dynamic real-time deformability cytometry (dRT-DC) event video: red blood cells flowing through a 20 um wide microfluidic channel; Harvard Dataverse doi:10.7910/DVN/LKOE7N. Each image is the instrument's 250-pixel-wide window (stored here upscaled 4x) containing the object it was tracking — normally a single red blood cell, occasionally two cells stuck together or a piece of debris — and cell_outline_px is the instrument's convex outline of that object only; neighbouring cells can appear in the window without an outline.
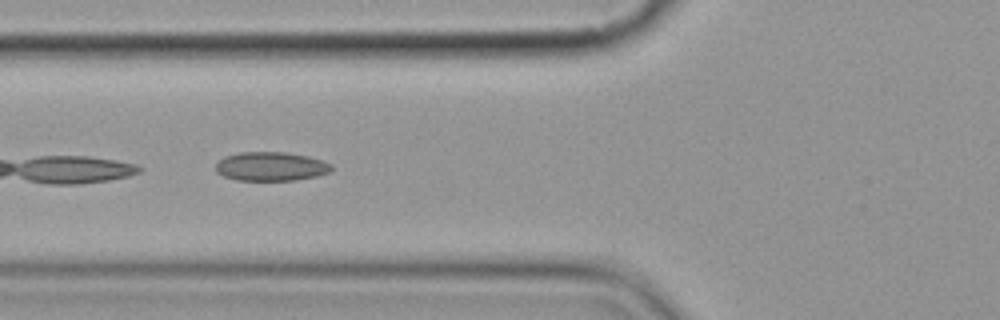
{"species": "common noctule bat (a hibernating species)", "species_latin": "Nyctalus noctula", "temperature_condition": "cold", "stored_images_in_passage": 11, "camera_frame_rate_fps": 3000, "um_per_image_px": 0.085, "animal": {"sex": "female", "body_mass_g": 19.9}, "frame": {"image": 1, "passage_image": 6, "time_ms": 6.667, "image_size_px": [1000, 320], "cell_outline_px": [[332, 172], [316, 176], [296, 180], [236, 180], [224, 176], [216, 172], [216, 164], [224, 156], [240, 152], [284, 152], [308, 156], [332, 164]], "centroid_in_image_um": [23.03, 14.14], "position_along_channel_um": 102.8, "area_um2": 19.54}}
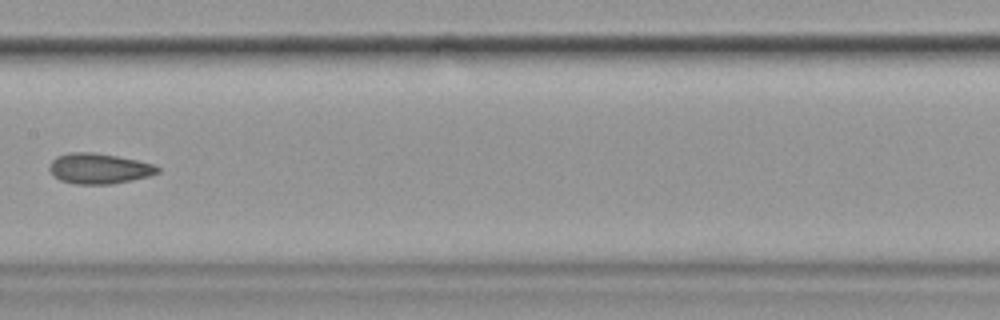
{"frame": {"image": 2, "passage_image": 8, "time_ms": 9.333, "image_size_px": [1000, 320], "cell_outline_px": [[160, 172], [148, 176], [132, 180], [112, 184], [76, 184], [60, 180], [48, 168], [52, 160], [56, 156], [68, 152], [92, 152], [116, 156], [156, 164], [160, 168]], "centroid_in_image_um": [8.43, 14.32], "position_along_channel_um": 199.0, "area_um2": 19.19}}
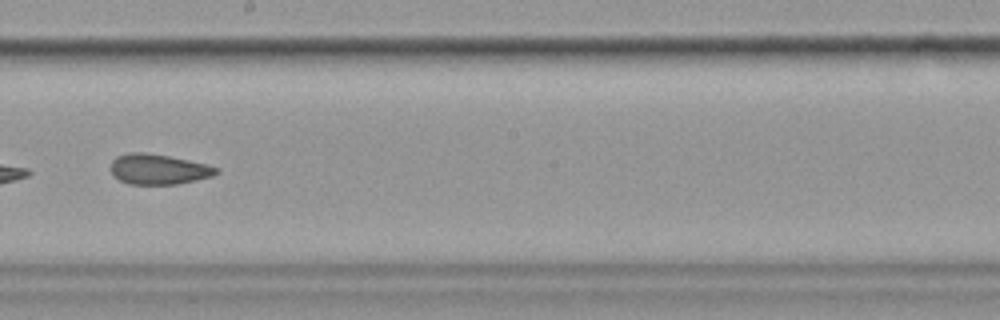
{"frame": {"image": 3, "passage_image": 9, "time_ms": 10.333, "image_size_px": [1000, 320], "cell_outline_px": [[220, 172], [212, 176], [196, 180], [176, 184], [128, 184], [112, 176], [112, 160], [116, 156], [128, 152], [144, 152], [168, 156], [188, 160], [220, 168]], "centroid_in_image_um": [13.46, 14.38], "position_along_channel_um": 234.7, "area_um2": 18.61}}